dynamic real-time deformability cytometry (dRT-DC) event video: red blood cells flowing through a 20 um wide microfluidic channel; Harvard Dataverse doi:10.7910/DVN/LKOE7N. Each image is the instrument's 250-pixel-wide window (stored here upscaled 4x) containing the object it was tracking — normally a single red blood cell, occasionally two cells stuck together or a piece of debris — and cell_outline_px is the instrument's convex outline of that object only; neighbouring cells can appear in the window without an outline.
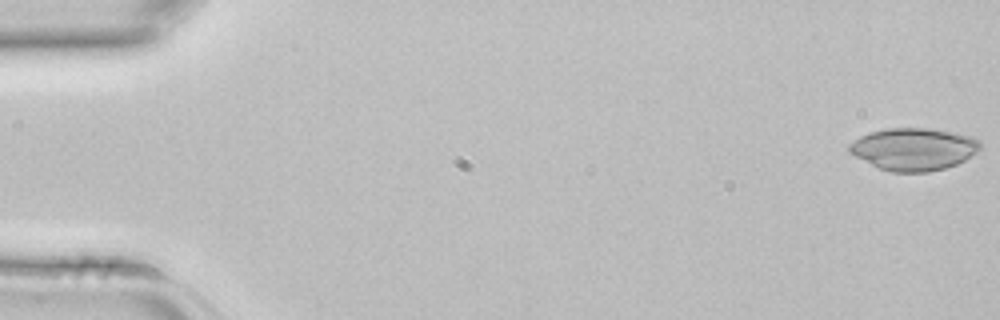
{"species": "common noctule bat (a hibernating species)", "species_latin": "Nyctalus noctula", "temperature_condition": "room temperature", "stored_images_in_passage": 3, "camera_frame_rate_fps": 3000, "um_per_image_px": 0.085, "animal": {"sex": "female", "body_mass_g": 22.7, "forearm_length_mm": 54.2}, "frame": {"image": 1, "passage_image": 1, "time_ms": 0.0, "image_size_px": [1000, 320], "cell_outline_px": [[980, 148], [976, 152], [964, 160], [956, 164], [944, 168], [928, 172], [892, 172], [880, 168], [848, 152], [848, 144], [860, 136], [872, 132], [888, 128], [928, 128], [972, 136], [980, 140]], "centroid_in_image_um": [77.66, 12.67], "position_along_channel_um": 7.3, "area_um2": 32.02}}